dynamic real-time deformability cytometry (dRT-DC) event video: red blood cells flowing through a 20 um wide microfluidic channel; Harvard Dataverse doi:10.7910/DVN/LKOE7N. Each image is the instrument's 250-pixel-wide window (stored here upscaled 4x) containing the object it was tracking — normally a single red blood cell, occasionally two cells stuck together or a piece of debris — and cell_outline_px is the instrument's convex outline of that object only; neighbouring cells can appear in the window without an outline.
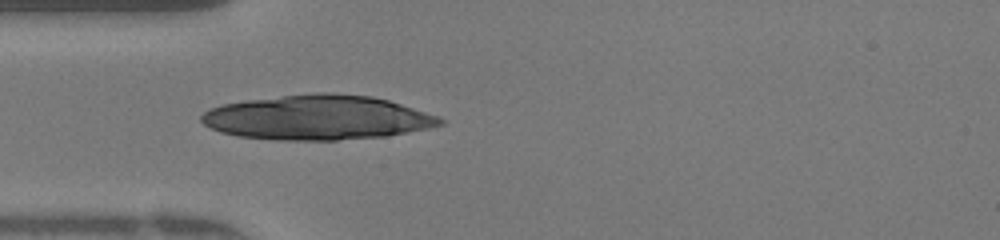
{"species": "human", "species_latin": "Homo sapiens", "temperature_condition": "warm", "stored_images_in_passage": 36, "camera_frame_rate_fps": 3000, "um_per_image_px": 0.085, "donor": {"sex": "female"}, "frame": {"image": 1, "passage_image": 2, "time_ms": 0.333, "image_size_px": [1000, 240], "cell_outline_px": [[444, 124], [428, 128], [388, 136], [336, 140], [276, 140], [236, 136], [220, 132], [204, 124], [200, 120], [200, 116], [204, 112], [212, 108], [224, 104], [248, 100], [316, 92], [332, 92], [372, 96], [388, 100], [440, 116], [444, 120]], "centroid_in_image_um": [27.01, 9.99], "position_along_channel_um": 58.0, "area_um2": 62.14}}
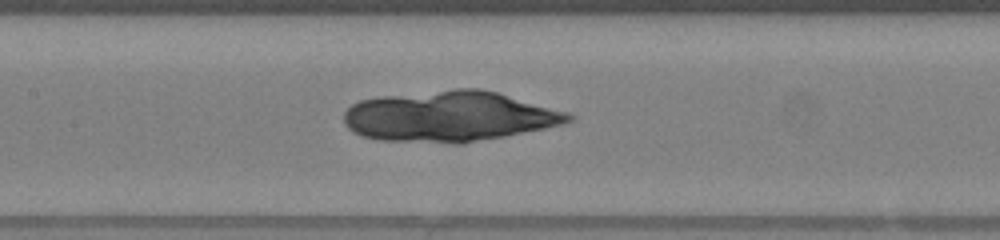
{"frame": {"image": 2, "passage_image": 10, "time_ms": 3.0, "image_size_px": [1000, 240], "cell_outline_px": [[572, 120], [560, 124], [544, 128], [464, 144], [452, 144], [380, 140], [360, 136], [352, 132], [344, 124], [344, 112], [352, 104], [360, 100], [380, 96], [456, 88], [476, 88], [496, 92], [568, 112], [572, 116]], "centroid_in_image_um": [38.13, 9.9], "position_along_channel_um": 169.3, "area_um2": 66.3}}
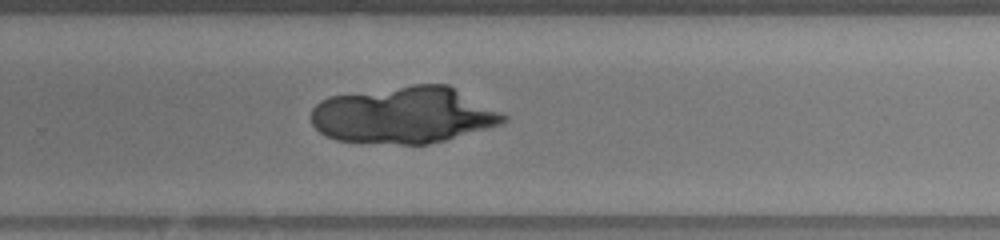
{"frame": {"image": 3, "passage_image": 19, "time_ms": 6.0, "image_size_px": [1000, 240], "cell_outline_px": [[508, 120], [500, 124], [444, 140], [428, 144], [400, 144], [336, 140], [320, 132], [312, 124], [312, 108], [320, 100], [328, 96], [412, 84], [448, 84], [508, 116]], "centroid_in_image_um": [34.3, 9.77], "position_along_channel_um": 295.5, "area_um2": 63.29}}